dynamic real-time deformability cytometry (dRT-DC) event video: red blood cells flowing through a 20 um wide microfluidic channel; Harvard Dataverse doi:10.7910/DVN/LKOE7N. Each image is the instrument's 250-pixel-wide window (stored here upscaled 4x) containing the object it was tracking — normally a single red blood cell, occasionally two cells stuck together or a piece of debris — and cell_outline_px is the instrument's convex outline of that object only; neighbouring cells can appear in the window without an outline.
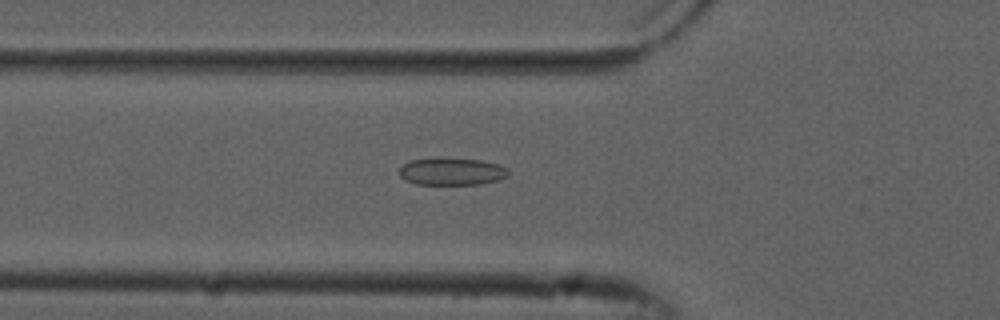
{"species": "common noctule bat (a hibernating species)", "species_latin": "Nyctalus noctula", "temperature_condition": "cold", "stored_images_in_passage": 53, "camera_frame_rate_fps": 3000, "um_per_image_px": 0.085, "animal": {"sex": "male", "forearm_length_mm": 52.5}, "frame": {"image": 1, "passage_image": 19, "time_ms": 6.0, "image_size_px": [1000, 320], "cell_outline_px": [[508, 176], [500, 180], [480, 184], [416, 184], [400, 176], [400, 168], [404, 164], [412, 160], [436, 156], [440, 156], [480, 160], [500, 164], [508, 168]], "centroid_in_image_um": [38.44, 14.55], "position_along_channel_um": 87.4, "area_um2": 17.74}}
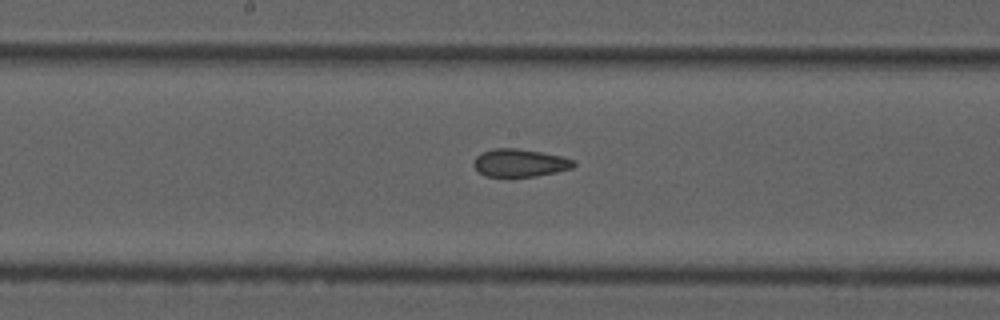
{"frame": {"image": 2, "passage_image": 28, "time_ms": 9.0, "image_size_px": [1000, 320], "cell_outline_px": [[576, 164], [572, 168], [556, 172], [536, 176], [488, 176], [480, 172], [476, 168], [476, 156], [484, 152], [496, 148], [516, 148], [540, 152], [560, 156], [572, 160]], "centroid_in_image_um": [44.22, 13.84], "position_along_channel_um": 204.0, "area_um2": 15.66}}
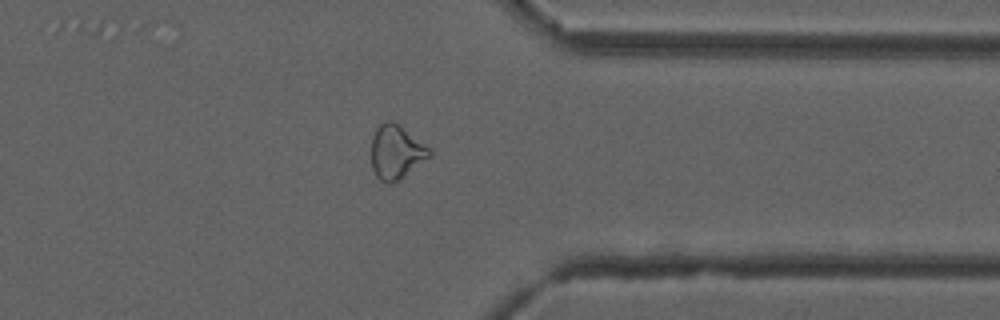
{"frame": {"image": 3, "passage_image": 42, "time_ms": 13.667, "image_size_px": [1000, 320], "cell_outline_px": [[432, 156], [400, 180], [392, 184], [388, 184], [380, 180], [376, 176], [372, 168], [372, 136], [376, 128], [380, 124], [388, 120], [392, 120], [400, 124], [428, 148], [432, 152]], "centroid_in_image_um": [33.67, 12.94], "position_along_channel_um": 377.7, "area_um2": 18.44}, "authors_computed_cell_mechanics": {"area_um2": 18.4382, "velocity_mm_per_s": 3.87, "shape_relaxation_time_tau1_ms": null, "shape_relaxation_time_tau2_ms": 2.6783, "deformation_change_tau1": null, "deformation_change_tau2": 0.0906}}